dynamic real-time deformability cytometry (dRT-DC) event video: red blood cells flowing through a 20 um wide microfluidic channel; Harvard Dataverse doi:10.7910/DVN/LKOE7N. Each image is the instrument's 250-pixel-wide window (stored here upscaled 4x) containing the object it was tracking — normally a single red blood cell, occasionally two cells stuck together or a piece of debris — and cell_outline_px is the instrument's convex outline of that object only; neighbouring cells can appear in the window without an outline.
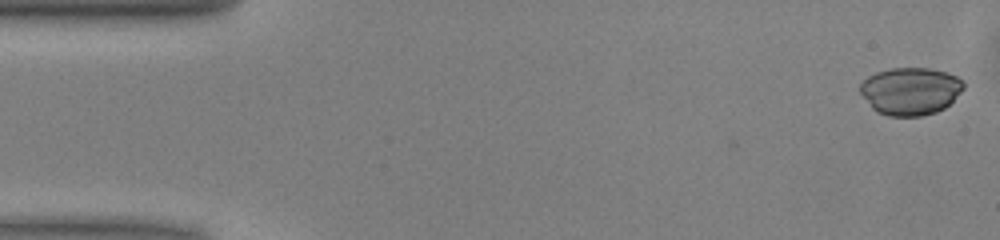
{"species": "common noctule bat (a hibernating species)", "species_latin": "Nyctalus noctula", "temperature_condition": "warm", "stored_images_in_passage": 3, "camera_frame_rate_fps": 3000, "um_per_image_px": 0.085, "animal": {"sex": "male", "body_mass_g": 13.0, "forearm_length_mm": 53.1}, "frame": {"image": 1, "passage_image": 3, "time_ms": 0.667, "image_size_px": [1000, 240], "cell_outline_px": [[964, 88], [944, 108], [936, 112], [920, 116], [888, 116], [876, 112], [872, 108], [860, 92], [860, 84], [868, 76], [876, 72], [892, 68], [928, 68], [948, 72], [964, 80]], "centroid_in_image_um": [77.38, 7.74], "position_along_channel_um": 7.6, "area_um2": 28.67}}